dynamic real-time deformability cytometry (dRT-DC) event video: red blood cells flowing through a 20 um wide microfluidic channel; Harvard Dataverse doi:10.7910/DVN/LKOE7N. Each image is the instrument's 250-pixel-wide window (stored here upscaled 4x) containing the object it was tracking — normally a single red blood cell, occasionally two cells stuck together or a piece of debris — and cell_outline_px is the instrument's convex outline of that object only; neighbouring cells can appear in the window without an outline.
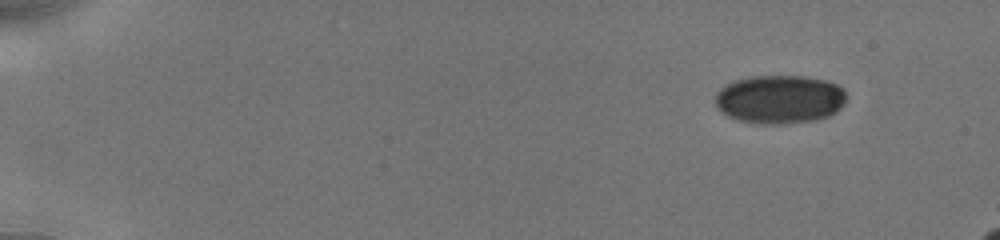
{"species": "human", "species_latin": "Homo sapiens", "temperature_condition": "cold", "stored_images_in_passage": 16, "camera_frame_rate_fps": 3000, "um_per_image_px": 0.085, "donor": {"sex": "male"}, "frame": {"image": 1, "passage_image": 1, "time_ms": 0.0, "image_size_px": [1000, 240], "cell_outline_px": [[844, 104], [836, 112], [828, 116], [816, 120], [784, 124], [764, 124], [736, 120], [720, 112], [716, 104], [716, 92], [720, 88], [736, 80], [748, 76], [804, 76], [824, 80], [836, 84], [844, 92]], "centroid_in_image_um": [66.24, 8.45], "position_along_channel_um": 18.8, "area_um2": 37.11}}
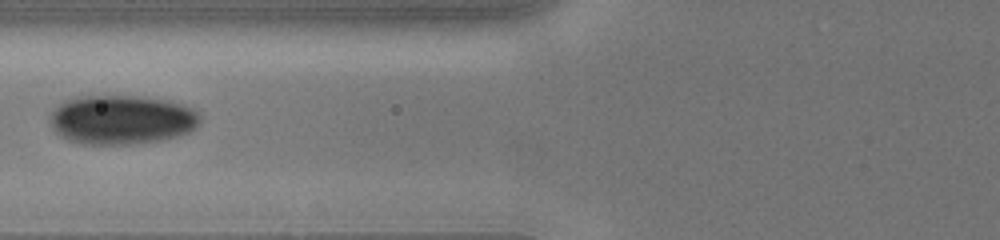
{"frame": {"image": 2, "passage_image": 10, "time_ms": 6.0, "image_size_px": [1000, 240], "cell_outline_px": [[200, 124], [196, 128], [188, 132], [176, 136], [160, 140], [132, 144], [84, 144], [68, 140], [60, 136], [52, 128], [48, 120], [48, 116], [64, 100], [80, 96], [136, 96], [164, 100], [180, 104], [192, 108], [200, 112]], "centroid_in_image_um": [10.32, 10.18], "position_along_channel_um": 115.5, "area_um2": 43.18}}
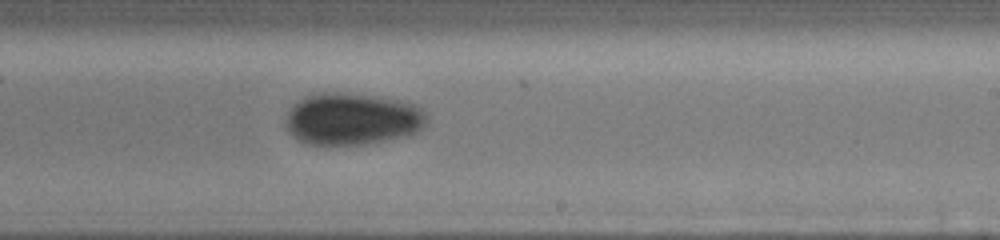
{"frame": {"image": 3, "passage_image": 16, "time_ms": 9.667, "image_size_px": [1000, 240], "cell_outline_px": [[428, 120], [424, 128], [416, 132], [384, 140], [364, 144], [304, 144], [296, 140], [288, 132], [284, 124], [288, 112], [304, 96], [312, 92], [344, 92], [376, 96], [416, 104], [424, 108], [428, 112]], "centroid_in_image_um": [29.94, 10.09], "position_along_channel_um": 259.1, "area_um2": 43.18}}